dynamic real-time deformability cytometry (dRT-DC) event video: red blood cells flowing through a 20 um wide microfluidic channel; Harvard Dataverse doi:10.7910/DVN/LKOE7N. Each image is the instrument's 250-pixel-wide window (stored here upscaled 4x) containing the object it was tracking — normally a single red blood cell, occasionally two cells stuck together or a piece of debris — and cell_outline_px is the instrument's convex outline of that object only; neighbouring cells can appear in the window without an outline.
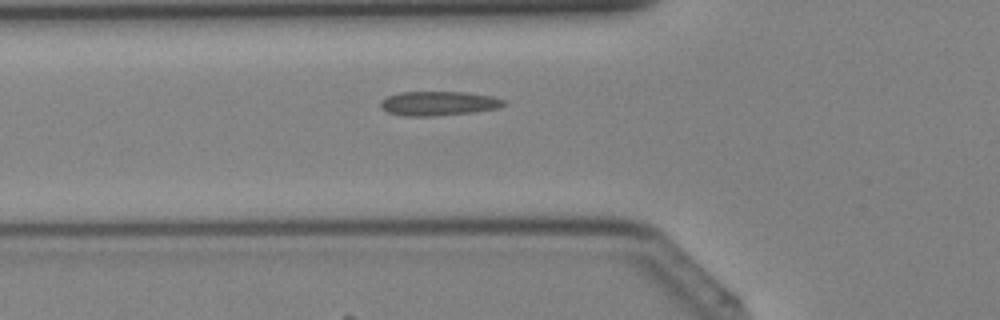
{"species": "Egyptian fruit bat (a non-hibernating species)", "species_latin": "Rousettus aegyptiacus", "temperature_condition": "cold", "stored_images_in_passage": 38, "camera_frame_rate_fps": 3000, "um_per_image_px": 0.085, "animal": {"sex": "female"}, "frame": {"image": 1, "passage_image": 12, "time_ms": 3.667, "image_size_px": [1000, 320], "cell_outline_px": [[508, 104], [500, 108], [472, 112], [432, 116], [404, 116], [388, 112], [380, 108], [380, 100], [388, 96], [400, 92], [468, 92], [492, 96], [504, 100]], "centroid_in_image_um": [37.29, 8.79], "position_along_channel_um": 88.5, "area_um2": 17.57}}
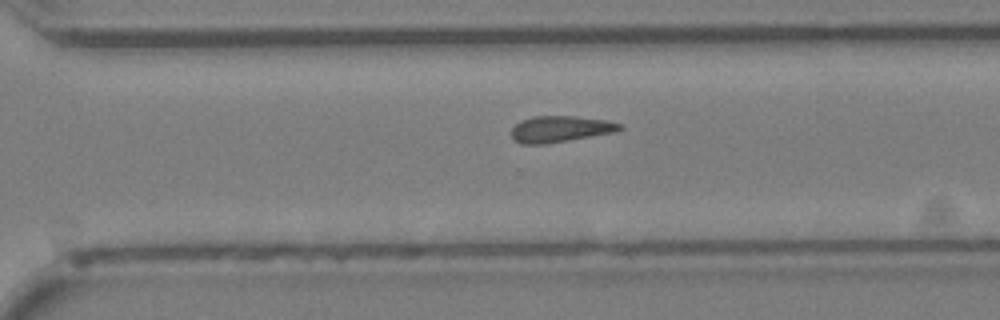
{"frame": {"image": 2, "passage_image": 26, "time_ms": 8.333, "image_size_px": [1000, 320], "cell_outline_px": [[624, 128], [616, 132], [544, 144], [520, 144], [512, 140], [512, 128], [520, 120], [532, 116], [576, 116], [604, 120], [624, 124]], "centroid_in_image_um": [47.62, 10.96], "position_along_channel_um": 323.0, "area_um2": 16.7}}
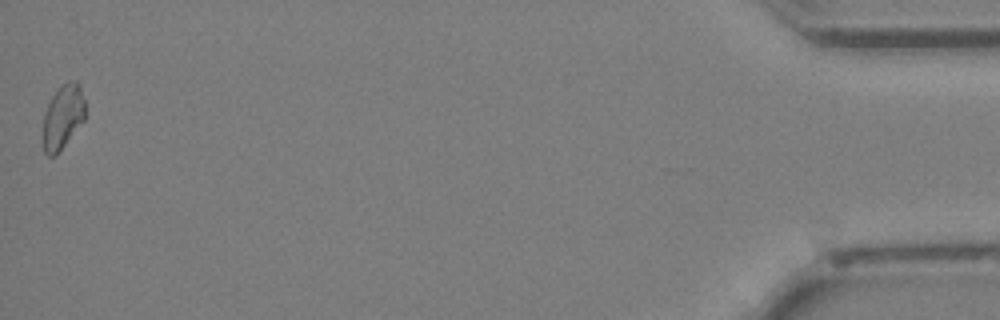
{"frame": {"image": 3, "passage_image": 38, "time_ms": 12.333, "image_size_px": [1000, 320], "cell_outline_px": [[84, 120], [56, 156], [48, 156], [44, 152], [44, 112], [52, 96], [60, 84], [68, 80], [76, 80], [80, 84], [84, 100]], "centroid_in_image_um": [5.35, 9.89], "position_along_channel_um": 429.9, "area_um2": 15.78}}